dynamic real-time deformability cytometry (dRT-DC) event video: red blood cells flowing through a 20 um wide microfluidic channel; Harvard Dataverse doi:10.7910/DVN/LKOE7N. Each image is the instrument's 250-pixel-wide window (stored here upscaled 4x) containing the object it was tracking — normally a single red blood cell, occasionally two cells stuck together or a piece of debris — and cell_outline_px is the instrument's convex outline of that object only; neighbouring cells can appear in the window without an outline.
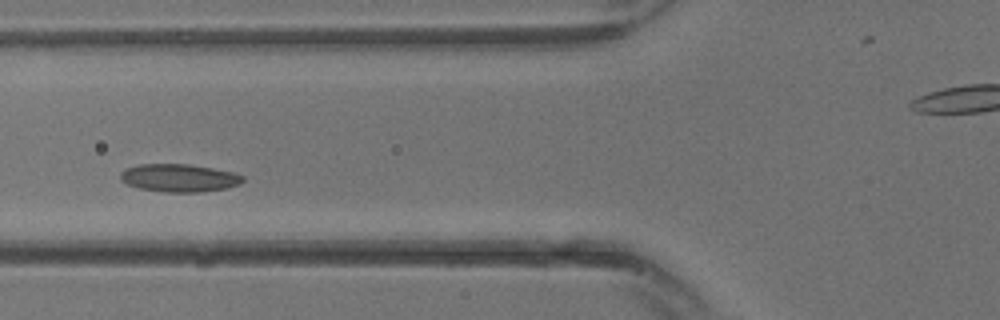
{"species": "common noctule bat (a hibernating species)", "species_latin": "Nyctalus noctula", "temperature_condition": "warm", "stored_images_in_passage": 13, "camera_frame_rate_fps": 3000, "um_per_image_px": 0.085, "animal": {"sex": "male", "body_mass_g": 13.3}, "frame": {"image": 1, "passage_image": 8, "time_ms": 2.333, "image_size_px": [1000, 320], "cell_outline_px": [[244, 180], [240, 184], [228, 188], [200, 192], [164, 192], [140, 188], [128, 184], [120, 180], [120, 172], [128, 168], [140, 164], [188, 164], [236, 172], [244, 176]], "centroid_in_image_um": [15.27, 15.12], "position_along_channel_um": 110.5, "area_um2": 19.94}}
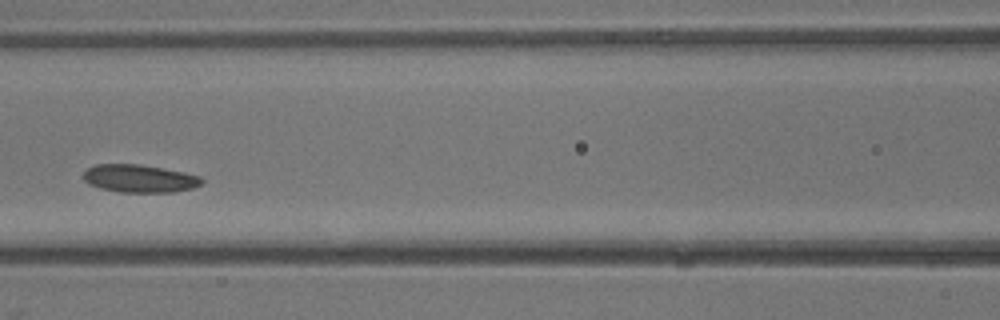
{"frame": {"image": 2, "passage_image": 10, "time_ms": 3.0, "image_size_px": [1000, 320], "cell_outline_px": [[204, 184], [192, 188], [172, 192], [120, 192], [100, 188], [88, 184], [84, 180], [84, 172], [88, 168], [96, 164], [140, 164], [184, 172], [200, 176], [204, 180]], "centroid_in_image_um": [11.88, 15.17], "position_along_channel_um": 154.7, "area_um2": 19.25}}
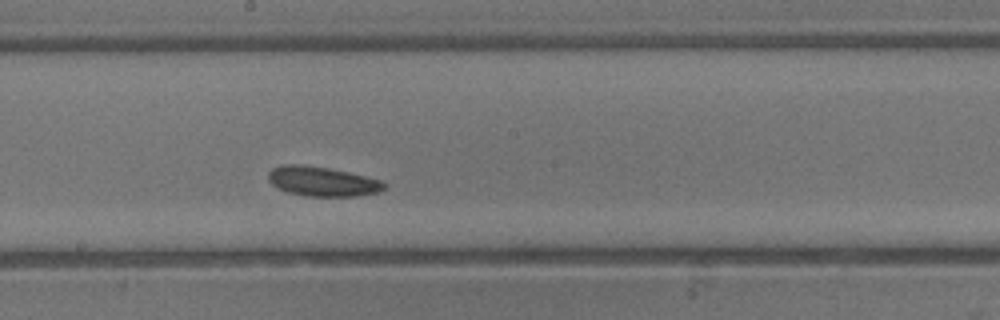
{"frame": {"image": 3, "passage_image": 13, "time_ms": 4.0, "image_size_px": [1000, 320], "cell_outline_px": [[388, 184], [380, 192], [356, 196], [304, 196], [288, 192], [272, 184], [268, 180], [268, 172], [272, 168], [284, 164], [300, 164], [328, 168], [348, 172], [380, 180]], "centroid_in_image_um": [27.39, 15.42], "position_along_channel_um": 220.8, "area_um2": 19.94}}